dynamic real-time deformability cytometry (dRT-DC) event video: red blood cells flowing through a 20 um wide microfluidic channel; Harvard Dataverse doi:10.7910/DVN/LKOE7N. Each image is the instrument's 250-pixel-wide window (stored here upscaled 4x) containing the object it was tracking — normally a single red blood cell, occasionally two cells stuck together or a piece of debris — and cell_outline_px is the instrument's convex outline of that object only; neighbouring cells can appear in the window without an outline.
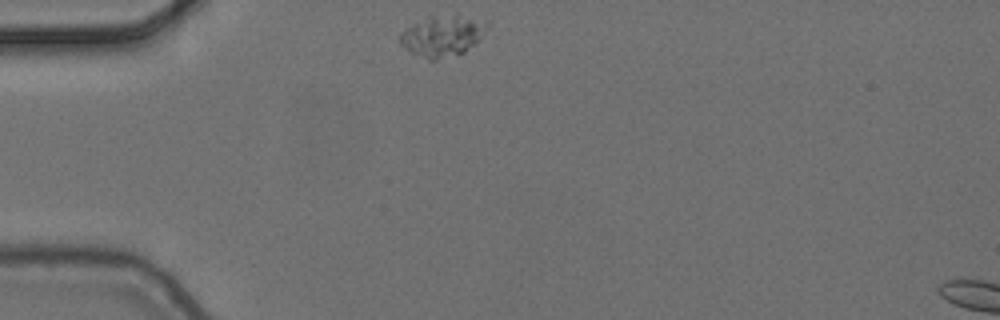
{"species": "common noctule bat (a hibernating species)", "species_latin": "Nyctalus noctula", "temperature_condition": "cold", "stored_images_in_passage": 2, "camera_frame_rate_fps": 3000, "um_per_image_px": 0.085, "animal": {"sex": "female", "body_mass_g": 24.6, "forearm_length_mm": 56.2}, "frame": {"image": 1, "passage_image": 1, "time_ms": 0.0, "image_size_px": [1000, 320], "cell_outline_px": [[488, 24], [476, 44], [464, 52], [436, 60], [428, 60], [404, 48], [400, 44], [400, 36], [404, 28], [428, 16], [456, 12], [488, 20]], "centroid_in_image_um": [37.64, 2.99], "position_along_channel_um": 47.4, "area_um2": 21.33}}